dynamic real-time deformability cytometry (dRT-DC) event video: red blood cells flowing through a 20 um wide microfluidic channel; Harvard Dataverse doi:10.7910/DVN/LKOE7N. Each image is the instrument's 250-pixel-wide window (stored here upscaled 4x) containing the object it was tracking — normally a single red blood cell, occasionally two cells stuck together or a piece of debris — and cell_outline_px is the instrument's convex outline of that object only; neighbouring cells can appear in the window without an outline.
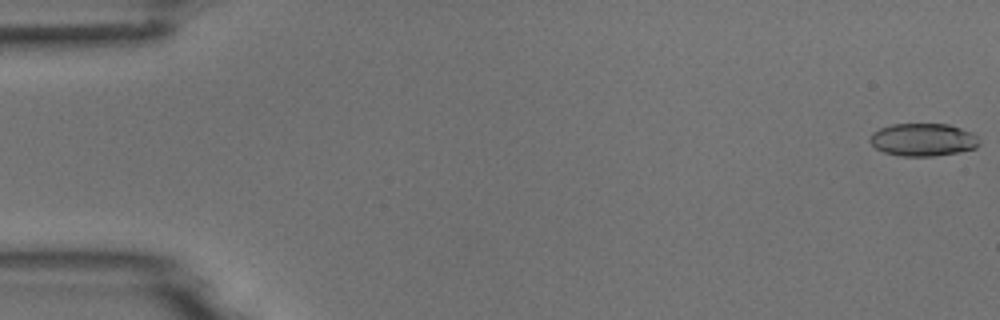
{"species": "common noctule bat (a hibernating species)", "species_latin": "Nyctalus noctula", "temperature_condition": "room temperature", "stored_images_in_passage": 53, "camera_frame_rate_fps": 3000, "um_per_image_px": 0.085, "animal": {"sex": "male", "body_mass_g": 18.8}, "frame": {"image": 1, "passage_image": 1, "time_ms": 0.0, "image_size_px": [1000, 320], "cell_outline_px": [[980, 144], [976, 148], [960, 152], [932, 156], [900, 156], [884, 152], [876, 148], [868, 140], [872, 132], [880, 128], [892, 124], [948, 124], [972, 132], [980, 140]], "centroid_in_image_um": [78.46, 11.87], "position_along_channel_um": 6.5, "area_um2": 20.98}}
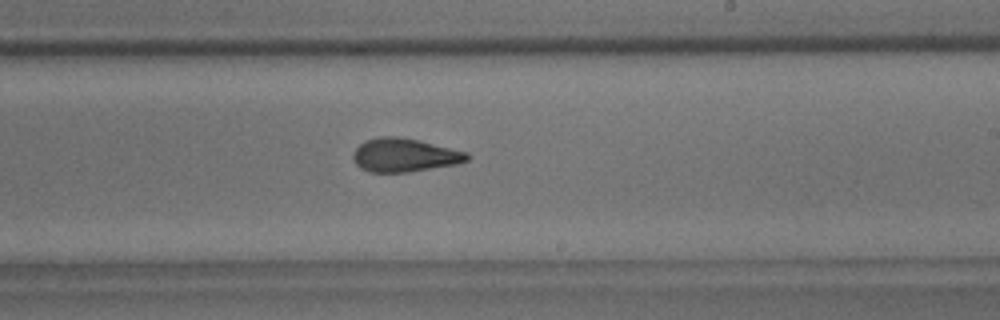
{"frame": {"image": 2, "passage_image": 32, "time_ms": 10.333, "image_size_px": [1000, 320], "cell_outline_px": [[472, 156], [468, 160], [456, 164], [408, 172], [368, 172], [360, 168], [352, 160], [352, 152], [364, 140], [384, 136], [396, 136], [420, 140], [468, 152]], "centroid_in_image_um": [34.37, 13.18], "position_along_channel_um": 254.6, "area_um2": 22.48}}
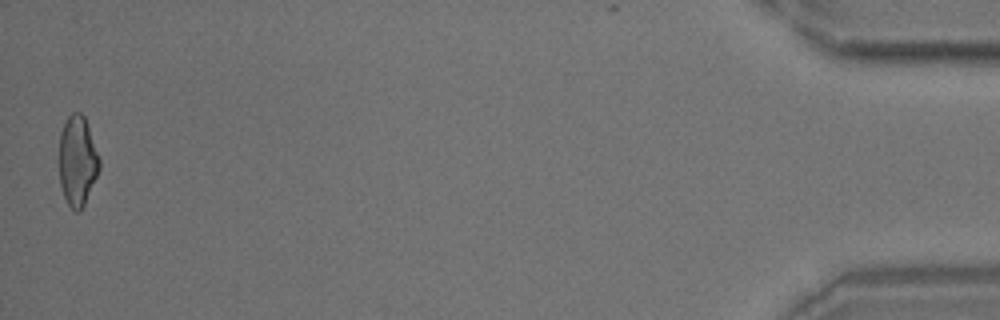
{"frame": {"image": 3, "passage_image": 53, "time_ms": 17.333, "image_size_px": [1000, 320], "cell_outline_px": [[100, 168], [84, 204], [80, 212], [76, 212], [68, 204], [64, 196], [60, 184], [60, 132], [68, 116], [72, 112], [80, 112], [84, 116], [100, 160]], "centroid_in_image_um": [6.58, 13.67], "position_along_channel_um": 428.6, "area_um2": 20.75}}